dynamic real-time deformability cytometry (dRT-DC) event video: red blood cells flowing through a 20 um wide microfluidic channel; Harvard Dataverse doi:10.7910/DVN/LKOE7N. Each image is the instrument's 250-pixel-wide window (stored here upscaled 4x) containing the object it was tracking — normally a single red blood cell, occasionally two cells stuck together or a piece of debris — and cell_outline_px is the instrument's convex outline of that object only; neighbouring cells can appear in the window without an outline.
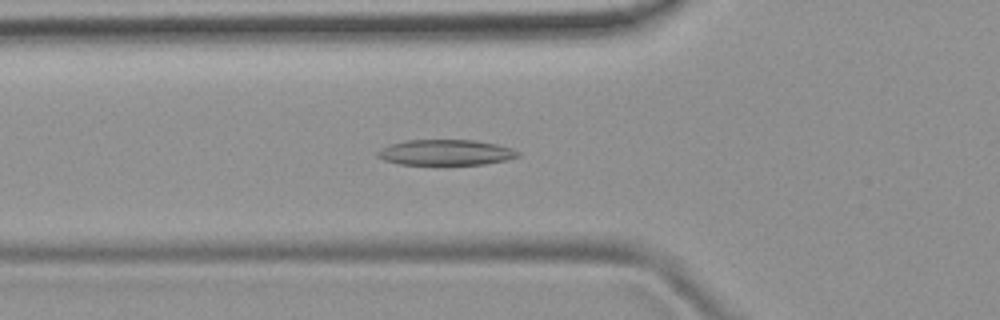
{"species": "common noctule bat (a hibernating species)", "species_latin": "Nyctalus noctula", "temperature_condition": "room temperature", "stored_images_in_passage": 37, "camera_frame_rate_fps": 3000, "um_per_image_px": 0.085, "animal": {"sex": "female", "body_mass_g": 19.9}, "frame": {"image": 1, "passage_image": 4, "time_ms": 1.0, "image_size_px": [1000, 320], "cell_outline_px": [[520, 156], [508, 160], [484, 164], [400, 164], [384, 160], [376, 156], [376, 152], [380, 148], [388, 144], [404, 140], [476, 140], [496, 144], [512, 148], [520, 152]], "centroid_in_image_um": [37.87, 12.95], "position_along_channel_um": 87.9, "area_um2": 21.1}}
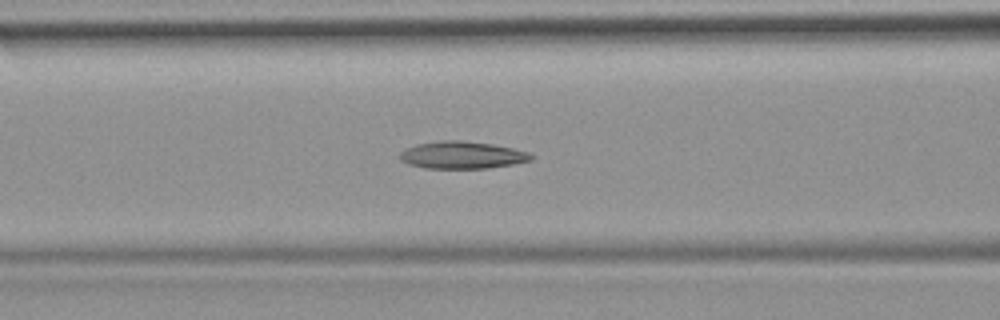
{"frame": {"image": 2, "passage_image": 7, "time_ms": 2.0, "image_size_px": [1000, 320], "cell_outline_px": [[536, 156], [532, 160], [512, 164], [488, 168], [424, 168], [408, 164], [400, 160], [400, 152], [416, 144], [440, 140], [460, 140], [492, 144], [512, 148], [528, 152]], "centroid_in_image_um": [39.28, 13.18], "position_along_channel_um": 127.3, "area_um2": 20.87}}
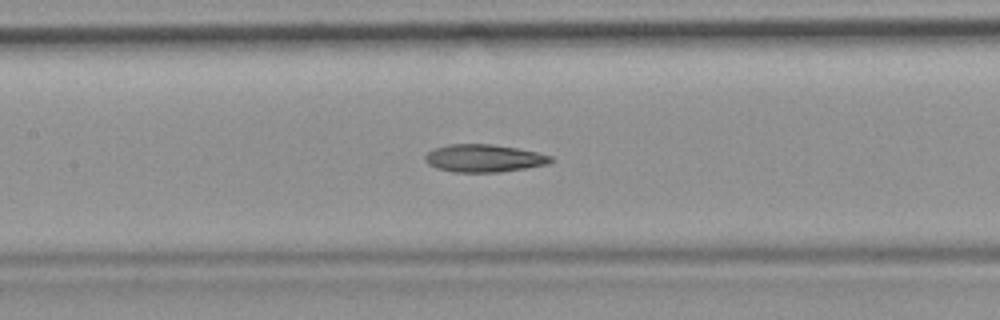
{"frame": {"image": 3, "passage_image": 10, "time_ms": 3.0, "image_size_px": [1000, 320], "cell_outline_px": [[556, 160], [548, 164], [500, 172], [452, 172], [436, 168], [428, 164], [424, 160], [424, 156], [432, 148], [448, 144], [492, 144], [516, 148], [536, 152], [552, 156]], "centroid_in_image_um": [41.11, 13.45], "position_along_channel_um": 166.3, "area_um2": 20.4}, "authors_computed_cell_mechanics": {"area_um2": 20.4612, "velocity_mm_per_s": 3.8968, "shape_relaxation_time_tau1_ms": 10.8188, "shape_relaxation_time_tau2_ms": 5.8357, "deformation_change_tau1": 0.2514, "deformation_change_tau2": 0.1443}}